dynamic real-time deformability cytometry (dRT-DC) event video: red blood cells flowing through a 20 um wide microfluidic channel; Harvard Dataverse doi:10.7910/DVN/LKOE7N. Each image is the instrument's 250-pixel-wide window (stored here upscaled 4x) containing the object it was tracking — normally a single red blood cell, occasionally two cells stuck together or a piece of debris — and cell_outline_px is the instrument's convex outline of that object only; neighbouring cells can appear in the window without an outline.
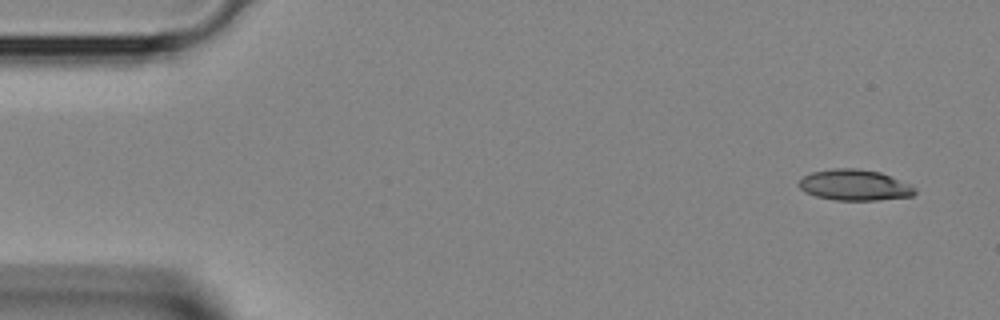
{"species": "Egyptian fruit bat (a non-hibernating species)", "species_latin": "Rousettus aegyptiacus", "temperature_condition": "room temperature", "stored_images_in_passage": 4, "segment_of_instrument_passage": [1, 2], "camera_frame_rate_fps": 3000, "um_per_image_px": 0.085, "animal": {"sex": "female"}, "frame": {"image": 1, "passage_image": 1, "time_ms": 0.0, "image_size_px": [1000, 320], "cell_outline_px": [[916, 192], [912, 196], [876, 200], [836, 200], [816, 196], [804, 192], [800, 188], [800, 180], [804, 176], [812, 172], [832, 168], [856, 168], [880, 172], [908, 184], [916, 188]], "centroid_in_image_um": [72.62, 15.73], "position_along_channel_um": 12.4, "area_um2": 20.69}}